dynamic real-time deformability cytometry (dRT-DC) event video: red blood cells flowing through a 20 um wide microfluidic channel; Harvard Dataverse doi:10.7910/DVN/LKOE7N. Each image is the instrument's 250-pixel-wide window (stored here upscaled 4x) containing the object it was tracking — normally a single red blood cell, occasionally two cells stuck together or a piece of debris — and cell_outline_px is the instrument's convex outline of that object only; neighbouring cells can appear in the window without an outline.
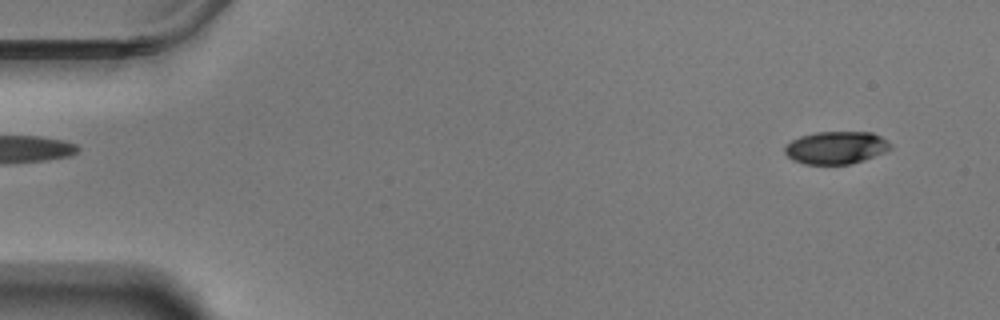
{"species": "Egyptian fruit bat (a non-hibernating species)", "species_latin": "Rousettus aegyptiacus", "temperature_condition": "warm", "stored_images_in_passage": 58, "camera_frame_rate_fps": 3000, "um_per_image_px": 0.085, "animal": {"sex": "male"}, "frame": {"image": 1, "passage_image": 4, "time_ms": 1.0, "image_size_px": [1000, 320], "cell_outline_px": [[892, 148], [884, 152], [864, 160], [848, 164], [804, 164], [792, 160], [784, 152], [784, 148], [792, 140], [800, 136], [816, 132], [872, 132], [880, 136], [892, 144]], "centroid_in_image_um": [71.06, 12.55], "position_along_channel_um": 13.9, "area_um2": 20.06}}
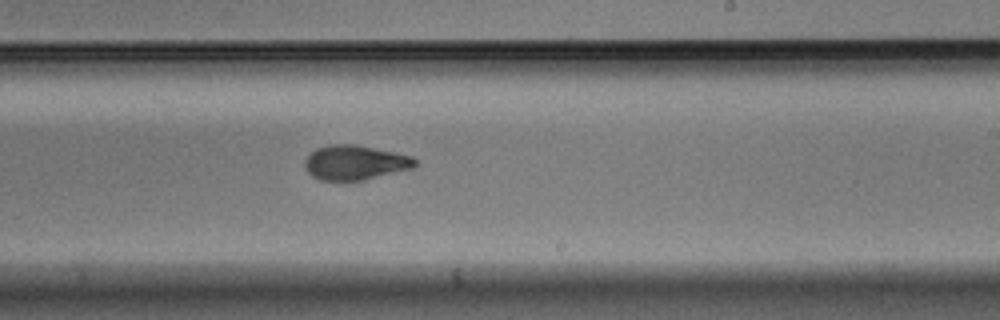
{"frame": {"image": 2, "passage_image": 35, "time_ms": 11.333, "image_size_px": [1000, 320], "cell_outline_px": [[416, 164], [412, 168], [364, 180], [320, 180], [312, 176], [304, 168], [304, 160], [316, 148], [328, 144], [356, 144], [396, 152], [412, 156], [416, 160]], "centroid_in_image_um": [30.16, 13.8], "position_along_channel_um": 258.8, "area_um2": 22.31}}
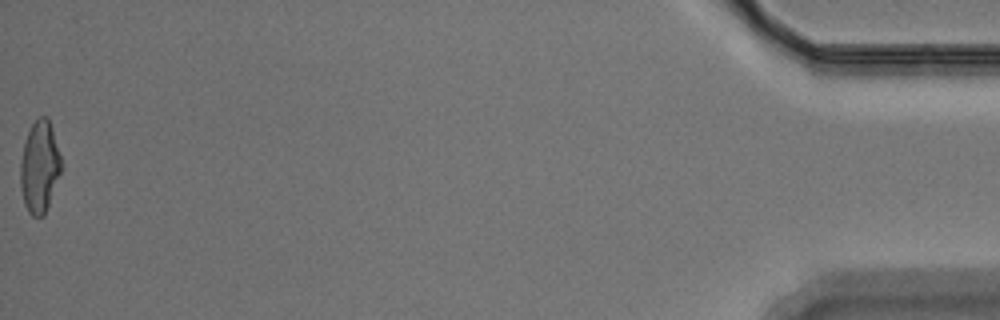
{"frame": {"image": 3, "passage_image": 58, "time_ms": 19.0, "image_size_px": [1000, 320], "cell_outline_px": [[60, 172], [44, 216], [32, 216], [28, 212], [24, 204], [20, 188], [20, 160], [24, 144], [28, 132], [32, 124], [40, 116], [48, 116], [52, 128], [60, 156]], "centroid_in_image_um": [3.33, 14.19], "position_along_channel_um": 431.9, "area_um2": 21.56}, "authors_computed_cell_mechanics": {"area_um2": 22.1952, "velocity_mm_per_s": 3.5155, "shape_relaxation_time_tau1_ms": 7.1396, "shape_relaxation_time_tau2_ms": 1.8432, "deformation_change_tau1": 0.1936, "deformation_change_tau2": 0.0781}}